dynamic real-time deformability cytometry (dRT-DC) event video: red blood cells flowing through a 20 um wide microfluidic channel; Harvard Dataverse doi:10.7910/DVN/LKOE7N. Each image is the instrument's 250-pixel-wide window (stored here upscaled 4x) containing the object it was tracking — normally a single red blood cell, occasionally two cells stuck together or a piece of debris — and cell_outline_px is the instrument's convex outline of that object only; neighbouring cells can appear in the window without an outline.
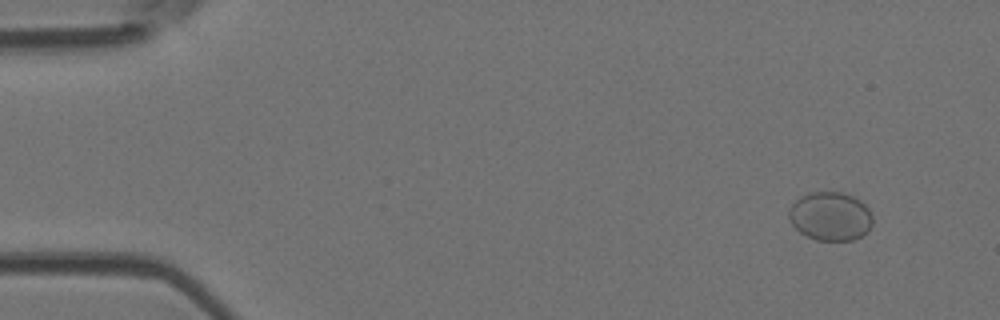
{"species": "Egyptian fruit bat (a non-hibernating species)", "species_latin": "Rousettus aegyptiacus", "temperature_condition": "room temperature", "stored_images_in_passage": 6, "camera_frame_rate_fps": 3000, "um_per_image_px": 0.085, "animal": {"sex": "female"}, "frame": {"image": 1, "passage_image": 1, "time_ms": 0.0, "image_size_px": [1000, 320], "cell_outline_px": [[872, 224], [860, 236], [852, 240], [816, 240], [800, 232], [792, 224], [788, 216], [788, 208], [800, 196], [808, 192], [844, 192], [860, 200], [868, 208], [872, 216]], "centroid_in_image_um": [70.55, 18.36], "position_along_channel_um": 14.4, "area_um2": 23.7}}
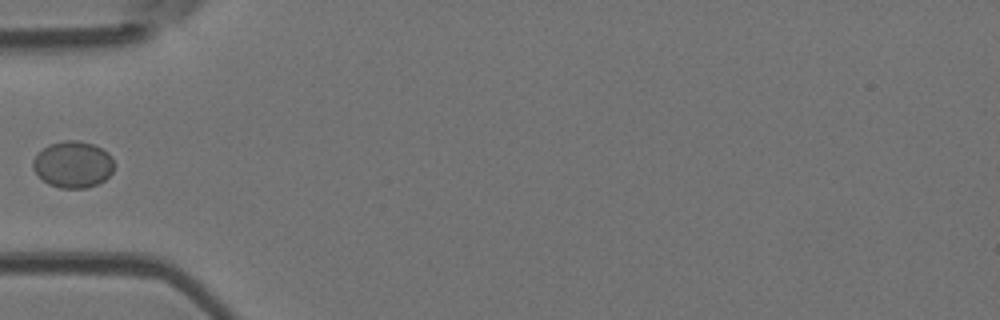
{"frame": {"image": 2, "passage_image": 5, "time_ms": 4.667, "image_size_px": [1000, 320], "cell_outline_px": [[112, 172], [104, 180], [96, 184], [84, 188], [60, 188], [48, 184], [32, 168], [32, 160], [48, 144], [64, 140], [76, 140], [92, 144], [108, 152], [112, 156]], "centroid_in_image_um": [6.19, 13.97], "position_along_channel_um": 78.8, "area_um2": 21.79}}
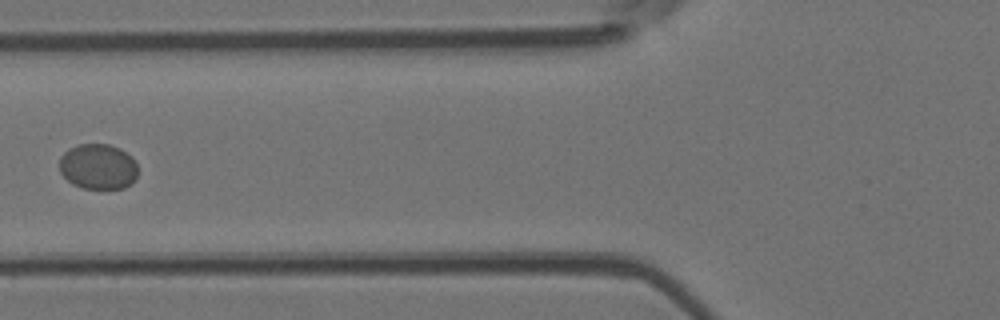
{"frame": {"image": 3, "passage_image": 6, "time_ms": 5.667, "image_size_px": [1000, 320], "cell_outline_px": [[136, 180], [132, 184], [124, 188], [84, 188], [72, 184], [60, 172], [60, 156], [68, 148], [76, 144], [108, 144], [120, 148], [132, 156], [136, 164]], "centroid_in_image_um": [8.34, 14.15], "position_along_channel_um": 117.5, "area_um2": 20.92}}